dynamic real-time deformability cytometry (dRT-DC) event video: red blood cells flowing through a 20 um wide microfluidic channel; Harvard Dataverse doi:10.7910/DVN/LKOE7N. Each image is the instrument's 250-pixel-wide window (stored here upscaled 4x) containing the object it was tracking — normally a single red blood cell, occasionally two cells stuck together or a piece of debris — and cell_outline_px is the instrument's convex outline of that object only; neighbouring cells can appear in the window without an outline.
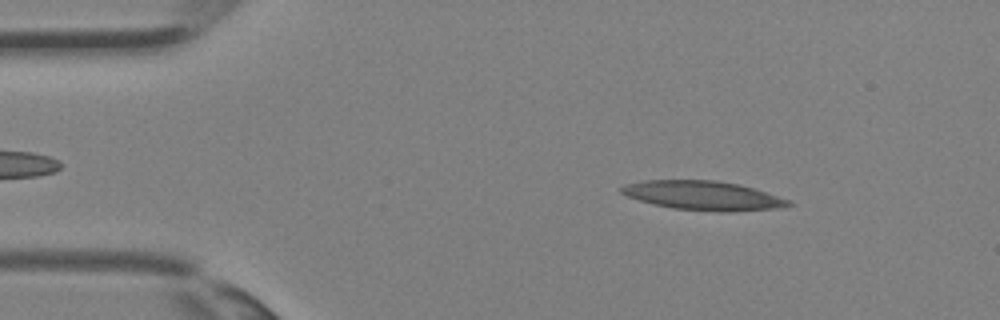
{"species": "Egyptian fruit bat (a non-hibernating species)", "species_latin": "Rousettus aegyptiacus", "temperature_condition": "room temperature", "stored_images_in_passage": 34, "camera_frame_rate_fps": 3000, "um_per_image_px": 0.085, "animal": {"sex": "female"}, "frame": {"image": 1, "passage_image": 4, "time_ms": 1.0, "image_size_px": [1000, 320], "cell_outline_px": [[792, 204], [784, 208], [728, 212], [720, 212], [672, 208], [640, 200], [628, 196], [620, 192], [620, 188], [624, 184], [644, 180], [716, 180], [740, 184], [792, 200]], "centroid_in_image_um": [59.82, 16.62], "position_along_channel_um": 25.2, "area_um2": 28.5}}
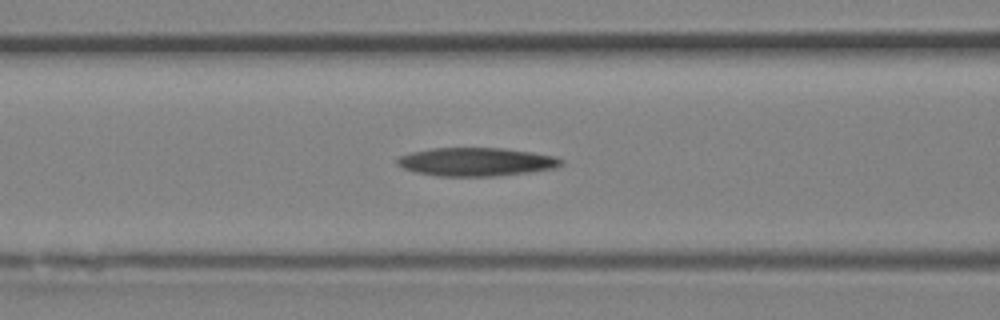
{"frame": {"image": 2, "passage_image": 13, "time_ms": 4.0, "image_size_px": [1000, 320], "cell_outline_px": [[564, 164], [556, 168], [532, 172], [496, 176], [440, 176], [416, 172], [404, 168], [396, 164], [396, 160], [400, 156], [412, 152], [432, 148], [504, 148], [532, 152], [556, 156], [564, 160]], "centroid_in_image_um": [40.54, 13.76], "position_along_channel_um": 126.1, "area_um2": 27.28}}
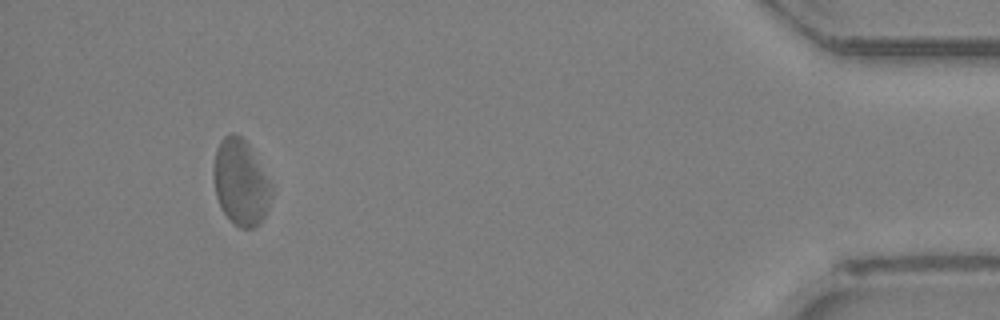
{"frame": {"image": 3, "passage_image": 32, "time_ms": 10.333, "image_size_px": [1000, 320], "cell_outline_px": [[272, 196], [264, 216], [260, 224], [252, 228], [240, 228], [228, 220], [216, 196], [212, 172], [216, 148], [220, 140], [224, 136], [232, 132], [240, 136], [248, 144], [272, 184]], "centroid_in_image_um": [20.45, 15.51], "position_along_channel_um": 414.8, "area_um2": 29.07}}